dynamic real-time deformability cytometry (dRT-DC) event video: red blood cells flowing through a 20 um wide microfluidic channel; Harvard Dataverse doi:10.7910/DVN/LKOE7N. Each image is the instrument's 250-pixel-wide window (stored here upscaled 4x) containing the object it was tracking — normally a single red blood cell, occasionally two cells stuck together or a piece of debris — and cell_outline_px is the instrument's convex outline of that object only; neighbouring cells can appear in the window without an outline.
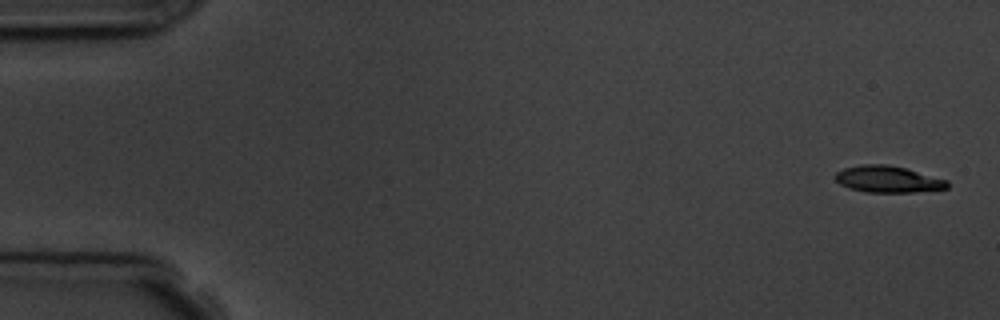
{"species": "common noctule bat (a hibernating species)", "species_latin": "Nyctalus noctula", "temperature_condition": "room temperature", "stored_images_in_passage": 5, "camera_frame_rate_fps": 3000, "um_per_image_px": 0.085, "animal": {"sex": "male", "body_mass_g": 19.5, "forearm_length_mm": 54.6}, "frame": {"image": 1, "passage_image": 1, "time_ms": 0.0, "image_size_px": [1000, 320], "cell_outline_px": [[948, 188], [912, 192], [864, 192], [848, 188], [840, 184], [836, 180], [836, 172], [844, 168], [860, 164], [888, 164], [904, 168], [948, 180]], "centroid_in_image_um": [75.44, 15.23], "position_along_channel_um": 9.6, "area_um2": 17.28}}